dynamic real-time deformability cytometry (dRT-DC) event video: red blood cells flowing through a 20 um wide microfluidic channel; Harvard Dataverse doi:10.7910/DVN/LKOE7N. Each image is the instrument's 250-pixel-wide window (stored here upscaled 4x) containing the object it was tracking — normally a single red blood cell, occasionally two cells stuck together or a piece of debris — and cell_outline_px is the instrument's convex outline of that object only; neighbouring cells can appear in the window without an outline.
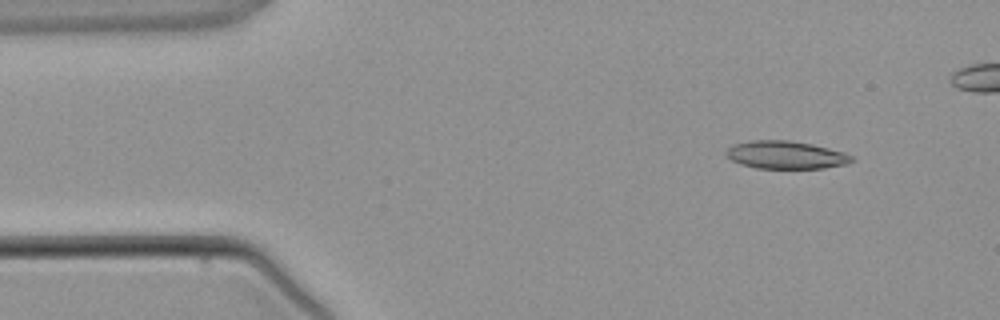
{"species": "common noctule bat (a hibernating species)", "species_latin": "Nyctalus noctula", "temperature_condition": "warm", "stored_images_in_passage": 5, "camera_frame_rate_fps": 3000, "um_per_image_px": 0.085, "animal": {"sex": "male", "body_mass_g": 21.5, "forearm_length_mm": 52.0}, "frame": {"image": 1, "passage_image": 2, "time_ms": 1.333, "image_size_px": [1000, 320], "cell_outline_px": [[856, 160], [848, 164], [824, 168], [756, 168], [740, 164], [724, 156], [724, 152], [732, 144], [748, 140], [788, 140], [812, 144], [844, 152], [852, 156]], "centroid_in_image_um": [66.77, 13.16], "position_along_channel_um": 18.2, "area_um2": 20.63}}